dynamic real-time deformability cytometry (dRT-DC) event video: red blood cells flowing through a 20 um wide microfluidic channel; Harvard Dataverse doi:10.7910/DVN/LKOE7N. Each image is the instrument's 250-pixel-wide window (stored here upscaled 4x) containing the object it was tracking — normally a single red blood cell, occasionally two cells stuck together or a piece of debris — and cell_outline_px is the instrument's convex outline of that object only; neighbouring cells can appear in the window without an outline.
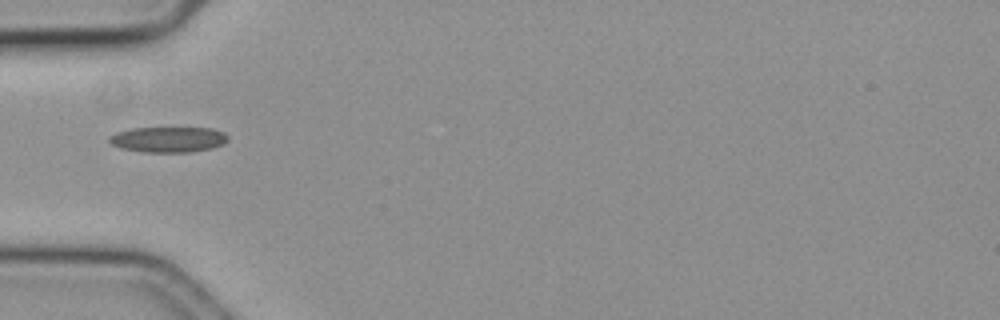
{"species": "common noctule bat (a hibernating species)", "species_latin": "Nyctalus noctula", "temperature_condition": "cold", "stored_images_in_passage": 40, "camera_frame_rate_fps": 3000, "um_per_image_px": 0.085, "animal": {"sex": "female", "body_mass_g": 19.3, "forearm_length_mm": 54.1}, "frame": {"image": 1, "passage_image": 1, "time_ms": 0.0, "image_size_px": [1000, 320], "cell_outline_px": [[228, 140], [224, 144], [212, 148], [188, 152], [144, 152], [120, 148], [112, 144], [108, 140], [108, 136], [116, 132], [132, 128], [212, 128], [224, 132], [228, 136]], "centroid_in_image_um": [14.3, 11.85], "position_along_channel_um": 70.7, "area_um2": 17.74}}
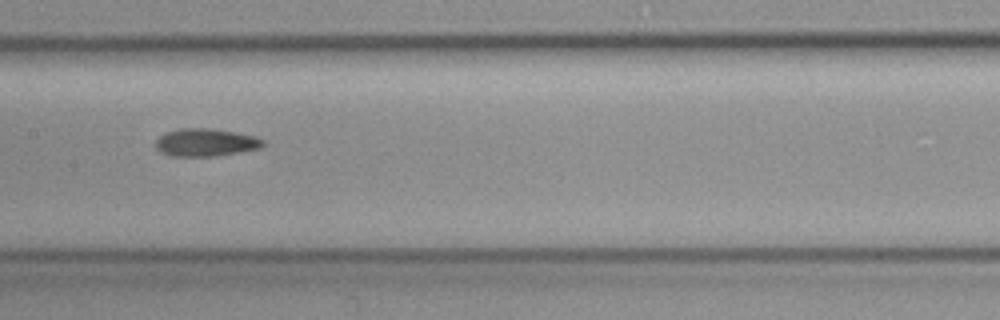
{"frame": {"image": 2, "passage_image": 11, "time_ms": 3.333, "image_size_px": [1000, 320], "cell_outline_px": [[264, 144], [260, 148], [240, 152], [212, 156], [172, 156], [160, 152], [156, 148], [156, 140], [160, 136], [168, 132], [180, 128], [208, 128], [256, 136], [264, 140]], "centroid_in_image_um": [17.48, 12.11], "position_along_channel_um": 189.9, "area_um2": 17.17}}
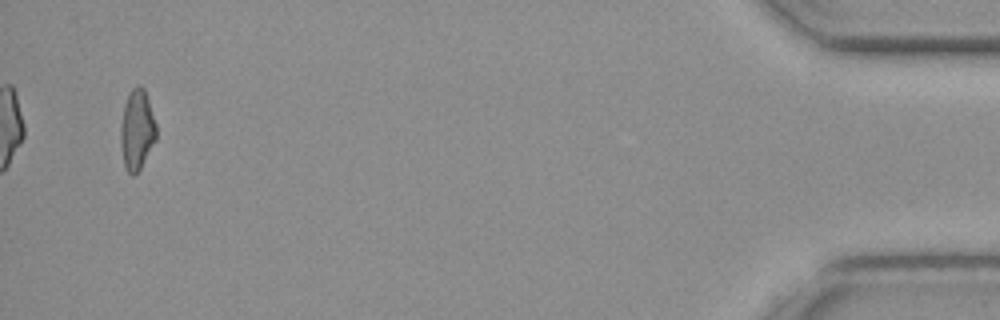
{"frame": {"image": 3, "passage_image": 38, "time_ms": 12.333, "image_size_px": [1000, 320], "cell_outline_px": [[156, 140], [140, 168], [132, 176], [128, 172], [124, 164], [120, 144], [120, 124], [124, 104], [128, 92], [136, 84], [140, 84], [144, 88], [156, 124]], "centroid_in_image_um": [11.62, 10.99], "position_along_channel_um": 423.6, "area_um2": 16.76}, "authors_computed_cell_mechanics": {"area_um2": 16.7331, "velocity_mm_per_s": 3.5643, "shape_relaxation_time_tau1_ms": 7.8203, "shape_relaxation_time_tau2_ms": 4.3391, "deformation_change_tau1": 0.1597, "deformation_change_tau2": 0.1147}}